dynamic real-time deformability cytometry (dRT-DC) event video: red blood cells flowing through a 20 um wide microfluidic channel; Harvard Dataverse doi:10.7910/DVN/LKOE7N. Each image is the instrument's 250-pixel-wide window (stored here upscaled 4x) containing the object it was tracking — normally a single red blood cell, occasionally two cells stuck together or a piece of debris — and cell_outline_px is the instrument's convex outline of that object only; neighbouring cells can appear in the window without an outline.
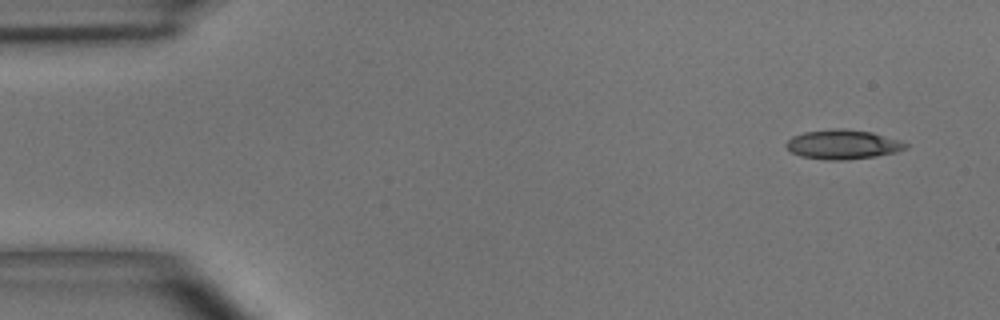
{"species": "common noctule bat (a hibernating species)", "species_latin": "Nyctalus noctula", "temperature_condition": "room temperature", "stored_images_in_passage": 5, "camera_frame_rate_fps": 3000, "um_per_image_px": 0.085, "animal": {"sex": "male", "body_mass_g": 15.6}, "frame": {"image": 1, "passage_image": 1, "time_ms": 0.0, "image_size_px": [1000, 320], "cell_outline_px": [[908, 148], [896, 152], [876, 156], [844, 160], [828, 160], [800, 156], [792, 152], [784, 144], [792, 136], [804, 132], [832, 128], [848, 128], [872, 132], [900, 140], [908, 144]], "centroid_in_image_um": [71.65, 12.26], "position_along_channel_um": 13.4, "area_um2": 20.63}}
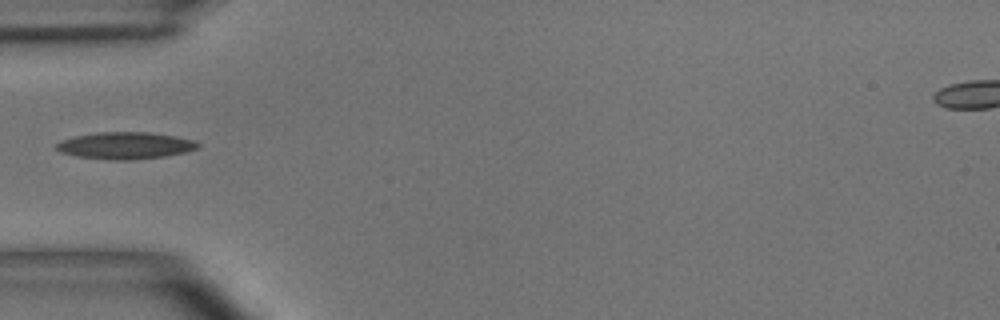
{"frame": {"image": 2, "passage_image": 4, "time_ms": 4.333, "image_size_px": [1000, 320], "cell_outline_px": [[200, 148], [184, 152], [164, 156], [132, 160], [112, 160], [76, 156], [60, 152], [56, 148], [56, 144], [60, 140], [76, 136], [96, 132], [148, 132], [176, 136], [192, 140], [200, 144]], "centroid_in_image_um": [10.64, 12.37], "position_along_channel_um": 74.4, "area_um2": 22.2}}
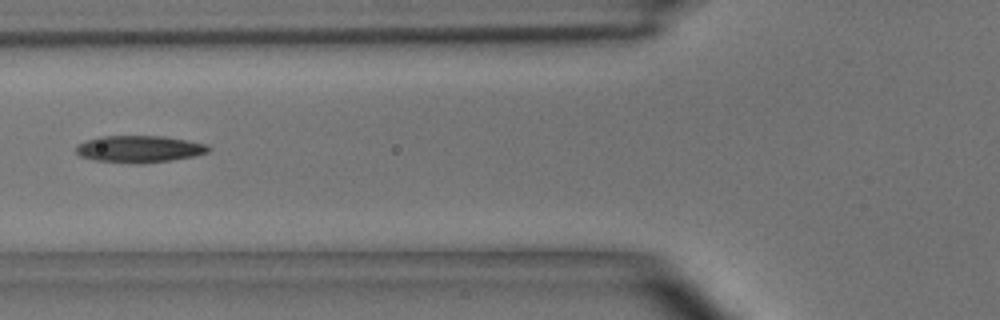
{"frame": {"image": 3, "passage_image": 5, "time_ms": 5.333, "image_size_px": [1000, 320], "cell_outline_px": [[212, 148], [208, 152], [196, 156], [172, 160], [144, 164], [136, 164], [96, 160], [80, 156], [76, 152], [76, 144], [84, 140], [100, 136], [164, 136], [208, 144]], "centroid_in_image_um": [11.85, 12.67], "position_along_channel_um": 113.9, "area_um2": 21.1}}